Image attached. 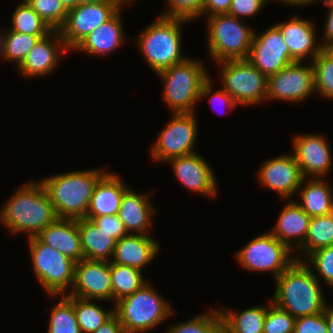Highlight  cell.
Wrapping results in <instances>:
<instances>
[{"instance_id": "cell-11", "label": "cell", "mask_w": 333, "mask_h": 333, "mask_svg": "<svg viewBox=\"0 0 333 333\" xmlns=\"http://www.w3.org/2000/svg\"><path fill=\"white\" fill-rule=\"evenodd\" d=\"M195 117L194 112L174 113L151 149L152 158L156 161H168L195 153L193 150L198 128Z\"/></svg>"}, {"instance_id": "cell-17", "label": "cell", "mask_w": 333, "mask_h": 333, "mask_svg": "<svg viewBox=\"0 0 333 333\" xmlns=\"http://www.w3.org/2000/svg\"><path fill=\"white\" fill-rule=\"evenodd\" d=\"M295 160L304 178H323L330 171L332 155L329 144L323 136L305 134L293 140Z\"/></svg>"}, {"instance_id": "cell-4", "label": "cell", "mask_w": 333, "mask_h": 333, "mask_svg": "<svg viewBox=\"0 0 333 333\" xmlns=\"http://www.w3.org/2000/svg\"><path fill=\"white\" fill-rule=\"evenodd\" d=\"M103 169L73 171L42 180L58 218H85Z\"/></svg>"}, {"instance_id": "cell-26", "label": "cell", "mask_w": 333, "mask_h": 333, "mask_svg": "<svg viewBox=\"0 0 333 333\" xmlns=\"http://www.w3.org/2000/svg\"><path fill=\"white\" fill-rule=\"evenodd\" d=\"M119 12L120 9L110 19L96 27L73 50L100 56L120 47L124 40V30Z\"/></svg>"}, {"instance_id": "cell-7", "label": "cell", "mask_w": 333, "mask_h": 333, "mask_svg": "<svg viewBox=\"0 0 333 333\" xmlns=\"http://www.w3.org/2000/svg\"><path fill=\"white\" fill-rule=\"evenodd\" d=\"M209 54L216 63L247 59L254 31L230 14L208 16Z\"/></svg>"}, {"instance_id": "cell-22", "label": "cell", "mask_w": 333, "mask_h": 333, "mask_svg": "<svg viewBox=\"0 0 333 333\" xmlns=\"http://www.w3.org/2000/svg\"><path fill=\"white\" fill-rule=\"evenodd\" d=\"M158 251L157 241L147 234H127L116 242L110 262L142 270L156 257Z\"/></svg>"}, {"instance_id": "cell-36", "label": "cell", "mask_w": 333, "mask_h": 333, "mask_svg": "<svg viewBox=\"0 0 333 333\" xmlns=\"http://www.w3.org/2000/svg\"><path fill=\"white\" fill-rule=\"evenodd\" d=\"M30 7L50 26L59 30L66 21L68 10L61 0H25Z\"/></svg>"}, {"instance_id": "cell-43", "label": "cell", "mask_w": 333, "mask_h": 333, "mask_svg": "<svg viewBox=\"0 0 333 333\" xmlns=\"http://www.w3.org/2000/svg\"><path fill=\"white\" fill-rule=\"evenodd\" d=\"M87 219L92 220L93 223L97 227H99V229L106 231L111 237L115 238L117 241L128 234L118 214L104 215Z\"/></svg>"}, {"instance_id": "cell-49", "label": "cell", "mask_w": 333, "mask_h": 333, "mask_svg": "<svg viewBox=\"0 0 333 333\" xmlns=\"http://www.w3.org/2000/svg\"><path fill=\"white\" fill-rule=\"evenodd\" d=\"M205 333H231L228 323L220 317Z\"/></svg>"}, {"instance_id": "cell-55", "label": "cell", "mask_w": 333, "mask_h": 333, "mask_svg": "<svg viewBox=\"0 0 333 333\" xmlns=\"http://www.w3.org/2000/svg\"><path fill=\"white\" fill-rule=\"evenodd\" d=\"M4 44H5V33H0V56L4 58Z\"/></svg>"}, {"instance_id": "cell-20", "label": "cell", "mask_w": 333, "mask_h": 333, "mask_svg": "<svg viewBox=\"0 0 333 333\" xmlns=\"http://www.w3.org/2000/svg\"><path fill=\"white\" fill-rule=\"evenodd\" d=\"M276 26L295 61L302 62L307 56H311L312 61L321 52V44H316L313 22L294 16L289 22H278Z\"/></svg>"}, {"instance_id": "cell-2", "label": "cell", "mask_w": 333, "mask_h": 333, "mask_svg": "<svg viewBox=\"0 0 333 333\" xmlns=\"http://www.w3.org/2000/svg\"><path fill=\"white\" fill-rule=\"evenodd\" d=\"M49 195L40 181L18 188L0 211V222L12 233H29L36 237L57 219Z\"/></svg>"}, {"instance_id": "cell-50", "label": "cell", "mask_w": 333, "mask_h": 333, "mask_svg": "<svg viewBox=\"0 0 333 333\" xmlns=\"http://www.w3.org/2000/svg\"><path fill=\"white\" fill-rule=\"evenodd\" d=\"M324 316L326 320L328 333H333V307H327V304L324 308Z\"/></svg>"}, {"instance_id": "cell-24", "label": "cell", "mask_w": 333, "mask_h": 333, "mask_svg": "<svg viewBox=\"0 0 333 333\" xmlns=\"http://www.w3.org/2000/svg\"><path fill=\"white\" fill-rule=\"evenodd\" d=\"M148 196L149 194H139L129 188L124 192L118 215L128 234L135 232L136 234H146L150 231L151 215L156 211L148 200Z\"/></svg>"}, {"instance_id": "cell-33", "label": "cell", "mask_w": 333, "mask_h": 333, "mask_svg": "<svg viewBox=\"0 0 333 333\" xmlns=\"http://www.w3.org/2000/svg\"><path fill=\"white\" fill-rule=\"evenodd\" d=\"M12 22V28L10 27L9 30L36 35L40 39L46 37L53 31L25 0L17 6V9L12 15Z\"/></svg>"}, {"instance_id": "cell-42", "label": "cell", "mask_w": 333, "mask_h": 333, "mask_svg": "<svg viewBox=\"0 0 333 333\" xmlns=\"http://www.w3.org/2000/svg\"><path fill=\"white\" fill-rule=\"evenodd\" d=\"M293 333H328L324 312L297 318Z\"/></svg>"}, {"instance_id": "cell-51", "label": "cell", "mask_w": 333, "mask_h": 333, "mask_svg": "<svg viewBox=\"0 0 333 333\" xmlns=\"http://www.w3.org/2000/svg\"><path fill=\"white\" fill-rule=\"evenodd\" d=\"M95 3H122L120 0H78V5Z\"/></svg>"}, {"instance_id": "cell-34", "label": "cell", "mask_w": 333, "mask_h": 333, "mask_svg": "<svg viewBox=\"0 0 333 333\" xmlns=\"http://www.w3.org/2000/svg\"><path fill=\"white\" fill-rule=\"evenodd\" d=\"M49 321L47 333H82L76 320L73 296L62 295L53 307Z\"/></svg>"}, {"instance_id": "cell-28", "label": "cell", "mask_w": 333, "mask_h": 333, "mask_svg": "<svg viewBox=\"0 0 333 333\" xmlns=\"http://www.w3.org/2000/svg\"><path fill=\"white\" fill-rule=\"evenodd\" d=\"M304 183L307 185L303 186ZM299 189L301 190L300 197L303 203H298V205L311 218L333 212V191L325 178L315 177L310 179L309 177V181L304 178Z\"/></svg>"}, {"instance_id": "cell-45", "label": "cell", "mask_w": 333, "mask_h": 333, "mask_svg": "<svg viewBox=\"0 0 333 333\" xmlns=\"http://www.w3.org/2000/svg\"><path fill=\"white\" fill-rule=\"evenodd\" d=\"M232 0H204L202 14L209 16L228 13Z\"/></svg>"}, {"instance_id": "cell-9", "label": "cell", "mask_w": 333, "mask_h": 333, "mask_svg": "<svg viewBox=\"0 0 333 333\" xmlns=\"http://www.w3.org/2000/svg\"><path fill=\"white\" fill-rule=\"evenodd\" d=\"M218 64L223 65L220 72L223 89L236 104L250 106L266 99L268 78L248 59L227 60Z\"/></svg>"}, {"instance_id": "cell-52", "label": "cell", "mask_w": 333, "mask_h": 333, "mask_svg": "<svg viewBox=\"0 0 333 333\" xmlns=\"http://www.w3.org/2000/svg\"><path fill=\"white\" fill-rule=\"evenodd\" d=\"M321 52L333 62V43L322 45Z\"/></svg>"}, {"instance_id": "cell-37", "label": "cell", "mask_w": 333, "mask_h": 333, "mask_svg": "<svg viewBox=\"0 0 333 333\" xmlns=\"http://www.w3.org/2000/svg\"><path fill=\"white\" fill-rule=\"evenodd\" d=\"M312 61L315 91L321 97L333 99V62L322 52Z\"/></svg>"}, {"instance_id": "cell-46", "label": "cell", "mask_w": 333, "mask_h": 333, "mask_svg": "<svg viewBox=\"0 0 333 333\" xmlns=\"http://www.w3.org/2000/svg\"><path fill=\"white\" fill-rule=\"evenodd\" d=\"M324 4H326L330 9L327 11V20L325 22V32H324V42L322 45H327L333 43V0H324Z\"/></svg>"}, {"instance_id": "cell-27", "label": "cell", "mask_w": 333, "mask_h": 333, "mask_svg": "<svg viewBox=\"0 0 333 333\" xmlns=\"http://www.w3.org/2000/svg\"><path fill=\"white\" fill-rule=\"evenodd\" d=\"M77 225L84 259L110 262L107 258L113 256L117 240L90 219L79 218Z\"/></svg>"}, {"instance_id": "cell-53", "label": "cell", "mask_w": 333, "mask_h": 333, "mask_svg": "<svg viewBox=\"0 0 333 333\" xmlns=\"http://www.w3.org/2000/svg\"><path fill=\"white\" fill-rule=\"evenodd\" d=\"M278 1H283V3L285 2L288 5H307V4H311L313 2H316L317 0H278ZM320 1V0H319Z\"/></svg>"}, {"instance_id": "cell-16", "label": "cell", "mask_w": 333, "mask_h": 333, "mask_svg": "<svg viewBox=\"0 0 333 333\" xmlns=\"http://www.w3.org/2000/svg\"><path fill=\"white\" fill-rule=\"evenodd\" d=\"M259 181L263 186L276 191L281 198H289L300 191L304 179L294 154L280 155L262 164ZM293 194V195H292Z\"/></svg>"}, {"instance_id": "cell-25", "label": "cell", "mask_w": 333, "mask_h": 333, "mask_svg": "<svg viewBox=\"0 0 333 333\" xmlns=\"http://www.w3.org/2000/svg\"><path fill=\"white\" fill-rule=\"evenodd\" d=\"M310 219L311 217L301 209L298 203L290 201L280 212L277 224L270 233L291 251L295 245L293 241L297 243L295 248L299 249L307 236Z\"/></svg>"}, {"instance_id": "cell-30", "label": "cell", "mask_w": 333, "mask_h": 333, "mask_svg": "<svg viewBox=\"0 0 333 333\" xmlns=\"http://www.w3.org/2000/svg\"><path fill=\"white\" fill-rule=\"evenodd\" d=\"M110 275L113 293V302L133 294L147 281L144 279L141 270L110 262Z\"/></svg>"}, {"instance_id": "cell-38", "label": "cell", "mask_w": 333, "mask_h": 333, "mask_svg": "<svg viewBox=\"0 0 333 333\" xmlns=\"http://www.w3.org/2000/svg\"><path fill=\"white\" fill-rule=\"evenodd\" d=\"M295 320L289 312L282 310L271 301L267 306L263 333H293Z\"/></svg>"}, {"instance_id": "cell-5", "label": "cell", "mask_w": 333, "mask_h": 333, "mask_svg": "<svg viewBox=\"0 0 333 333\" xmlns=\"http://www.w3.org/2000/svg\"><path fill=\"white\" fill-rule=\"evenodd\" d=\"M186 21L190 20L160 16L138 37L137 45L154 72L159 73L188 59L181 53L180 26Z\"/></svg>"}, {"instance_id": "cell-31", "label": "cell", "mask_w": 333, "mask_h": 333, "mask_svg": "<svg viewBox=\"0 0 333 333\" xmlns=\"http://www.w3.org/2000/svg\"><path fill=\"white\" fill-rule=\"evenodd\" d=\"M333 245V212L328 215L312 217L304 244L299 250L307 254Z\"/></svg>"}, {"instance_id": "cell-12", "label": "cell", "mask_w": 333, "mask_h": 333, "mask_svg": "<svg viewBox=\"0 0 333 333\" xmlns=\"http://www.w3.org/2000/svg\"><path fill=\"white\" fill-rule=\"evenodd\" d=\"M123 3H95L77 5L69 10L63 26L59 29L68 50H73L96 27L110 19Z\"/></svg>"}, {"instance_id": "cell-21", "label": "cell", "mask_w": 333, "mask_h": 333, "mask_svg": "<svg viewBox=\"0 0 333 333\" xmlns=\"http://www.w3.org/2000/svg\"><path fill=\"white\" fill-rule=\"evenodd\" d=\"M37 237L75 262L84 259L77 219L57 218Z\"/></svg>"}, {"instance_id": "cell-3", "label": "cell", "mask_w": 333, "mask_h": 333, "mask_svg": "<svg viewBox=\"0 0 333 333\" xmlns=\"http://www.w3.org/2000/svg\"><path fill=\"white\" fill-rule=\"evenodd\" d=\"M203 67L189 58L157 73L165 83L163 99L173 113L195 112V104L210 94L212 80Z\"/></svg>"}, {"instance_id": "cell-35", "label": "cell", "mask_w": 333, "mask_h": 333, "mask_svg": "<svg viewBox=\"0 0 333 333\" xmlns=\"http://www.w3.org/2000/svg\"><path fill=\"white\" fill-rule=\"evenodd\" d=\"M6 33L4 58L5 60L15 61L17 66H19L40 38L36 35L11 30H8Z\"/></svg>"}, {"instance_id": "cell-29", "label": "cell", "mask_w": 333, "mask_h": 333, "mask_svg": "<svg viewBox=\"0 0 333 333\" xmlns=\"http://www.w3.org/2000/svg\"><path fill=\"white\" fill-rule=\"evenodd\" d=\"M226 309V310H225ZM267 306H256L236 313L227 307L220 311L221 317L228 323L231 333H263Z\"/></svg>"}, {"instance_id": "cell-56", "label": "cell", "mask_w": 333, "mask_h": 333, "mask_svg": "<svg viewBox=\"0 0 333 333\" xmlns=\"http://www.w3.org/2000/svg\"><path fill=\"white\" fill-rule=\"evenodd\" d=\"M123 4H128L127 2H130L131 0H120Z\"/></svg>"}, {"instance_id": "cell-18", "label": "cell", "mask_w": 333, "mask_h": 333, "mask_svg": "<svg viewBox=\"0 0 333 333\" xmlns=\"http://www.w3.org/2000/svg\"><path fill=\"white\" fill-rule=\"evenodd\" d=\"M172 163L177 179L185 186L197 193L208 196L217 195V181L206 160L198 153H191L168 160Z\"/></svg>"}, {"instance_id": "cell-8", "label": "cell", "mask_w": 333, "mask_h": 333, "mask_svg": "<svg viewBox=\"0 0 333 333\" xmlns=\"http://www.w3.org/2000/svg\"><path fill=\"white\" fill-rule=\"evenodd\" d=\"M33 270L49 295H66L74 281L75 261L44 244L37 236L28 238Z\"/></svg>"}, {"instance_id": "cell-10", "label": "cell", "mask_w": 333, "mask_h": 333, "mask_svg": "<svg viewBox=\"0 0 333 333\" xmlns=\"http://www.w3.org/2000/svg\"><path fill=\"white\" fill-rule=\"evenodd\" d=\"M291 250L270 232L248 242L236 254V258L247 270L273 272L277 278L295 260Z\"/></svg>"}, {"instance_id": "cell-48", "label": "cell", "mask_w": 333, "mask_h": 333, "mask_svg": "<svg viewBox=\"0 0 333 333\" xmlns=\"http://www.w3.org/2000/svg\"><path fill=\"white\" fill-rule=\"evenodd\" d=\"M216 99L222 103L224 102V104H228L230 109H232L233 107L235 108V106L237 105L233 97L223 88L220 90H216V92L210 97L208 102L211 104V102H215Z\"/></svg>"}, {"instance_id": "cell-39", "label": "cell", "mask_w": 333, "mask_h": 333, "mask_svg": "<svg viewBox=\"0 0 333 333\" xmlns=\"http://www.w3.org/2000/svg\"><path fill=\"white\" fill-rule=\"evenodd\" d=\"M221 309H211V313L201 314L193 319L174 325L165 333H205L220 317Z\"/></svg>"}, {"instance_id": "cell-6", "label": "cell", "mask_w": 333, "mask_h": 333, "mask_svg": "<svg viewBox=\"0 0 333 333\" xmlns=\"http://www.w3.org/2000/svg\"><path fill=\"white\" fill-rule=\"evenodd\" d=\"M114 303V314L118 317L124 333L149 331L173 313L170 304L161 298L149 283Z\"/></svg>"}, {"instance_id": "cell-41", "label": "cell", "mask_w": 333, "mask_h": 333, "mask_svg": "<svg viewBox=\"0 0 333 333\" xmlns=\"http://www.w3.org/2000/svg\"><path fill=\"white\" fill-rule=\"evenodd\" d=\"M310 264L315 267L316 271L323 278L325 283L333 284V245L324 247L312 252L308 256Z\"/></svg>"}, {"instance_id": "cell-1", "label": "cell", "mask_w": 333, "mask_h": 333, "mask_svg": "<svg viewBox=\"0 0 333 333\" xmlns=\"http://www.w3.org/2000/svg\"><path fill=\"white\" fill-rule=\"evenodd\" d=\"M296 260L276 279L272 302L295 319L324 312L326 305L318 276L307 263Z\"/></svg>"}, {"instance_id": "cell-19", "label": "cell", "mask_w": 333, "mask_h": 333, "mask_svg": "<svg viewBox=\"0 0 333 333\" xmlns=\"http://www.w3.org/2000/svg\"><path fill=\"white\" fill-rule=\"evenodd\" d=\"M52 37V39H50ZM57 44L55 43V39ZM53 41V42H52ZM61 49V50H60ZM60 50V51H59ZM68 51L59 30H53L46 37L39 39L18 66L25 76H44L56 68L60 52Z\"/></svg>"}, {"instance_id": "cell-44", "label": "cell", "mask_w": 333, "mask_h": 333, "mask_svg": "<svg viewBox=\"0 0 333 333\" xmlns=\"http://www.w3.org/2000/svg\"><path fill=\"white\" fill-rule=\"evenodd\" d=\"M266 4L265 0H232L227 14L236 18L255 16Z\"/></svg>"}, {"instance_id": "cell-32", "label": "cell", "mask_w": 333, "mask_h": 333, "mask_svg": "<svg viewBox=\"0 0 333 333\" xmlns=\"http://www.w3.org/2000/svg\"><path fill=\"white\" fill-rule=\"evenodd\" d=\"M76 320L82 333H93L114 314V309L108 311L93 303L92 300L73 296Z\"/></svg>"}, {"instance_id": "cell-14", "label": "cell", "mask_w": 333, "mask_h": 333, "mask_svg": "<svg viewBox=\"0 0 333 333\" xmlns=\"http://www.w3.org/2000/svg\"><path fill=\"white\" fill-rule=\"evenodd\" d=\"M314 91L312 64L303 66L296 61L268 77L266 99L298 103L307 99Z\"/></svg>"}, {"instance_id": "cell-47", "label": "cell", "mask_w": 333, "mask_h": 333, "mask_svg": "<svg viewBox=\"0 0 333 333\" xmlns=\"http://www.w3.org/2000/svg\"><path fill=\"white\" fill-rule=\"evenodd\" d=\"M93 333H124L118 317L113 314Z\"/></svg>"}, {"instance_id": "cell-13", "label": "cell", "mask_w": 333, "mask_h": 333, "mask_svg": "<svg viewBox=\"0 0 333 333\" xmlns=\"http://www.w3.org/2000/svg\"><path fill=\"white\" fill-rule=\"evenodd\" d=\"M247 59L267 78L296 62L290 56L288 46L276 25L258 36L254 33Z\"/></svg>"}, {"instance_id": "cell-23", "label": "cell", "mask_w": 333, "mask_h": 333, "mask_svg": "<svg viewBox=\"0 0 333 333\" xmlns=\"http://www.w3.org/2000/svg\"><path fill=\"white\" fill-rule=\"evenodd\" d=\"M127 189L118 175L106 172L95 185L85 218L118 214L122 196Z\"/></svg>"}, {"instance_id": "cell-15", "label": "cell", "mask_w": 333, "mask_h": 333, "mask_svg": "<svg viewBox=\"0 0 333 333\" xmlns=\"http://www.w3.org/2000/svg\"><path fill=\"white\" fill-rule=\"evenodd\" d=\"M71 293L86 300H113L110 262L82 259L75 263Z\"/></svg>"}, {"instance_id": "cell-40", "label": "cell", "mask_w": 333, "mask_h": 333, "mask_svg": "<svg viewBox=\"0 0 333 333\" xmlns=\"http://www.w3.org/2000/svg\"><path fill=\"white\" fill-rule=\"evenodd\" d=\"M169 11L161 16L193 20L202 15L204 0H169Z\"/></svg>"}, {"instance_id": "cell-54", "label": "cell", "mask_w": 333, "mask_h": 333, "mask_svg": "<svg viewBox=\"0 0 333 333\" xmlns=\"http://www.w3.org/2000/svg\"><path fill=\"white\" fill-rule=\"evenodd\" d=\"M61 2L68 11L78 5V0H61Z\"/></svg>"}]
</instances>
